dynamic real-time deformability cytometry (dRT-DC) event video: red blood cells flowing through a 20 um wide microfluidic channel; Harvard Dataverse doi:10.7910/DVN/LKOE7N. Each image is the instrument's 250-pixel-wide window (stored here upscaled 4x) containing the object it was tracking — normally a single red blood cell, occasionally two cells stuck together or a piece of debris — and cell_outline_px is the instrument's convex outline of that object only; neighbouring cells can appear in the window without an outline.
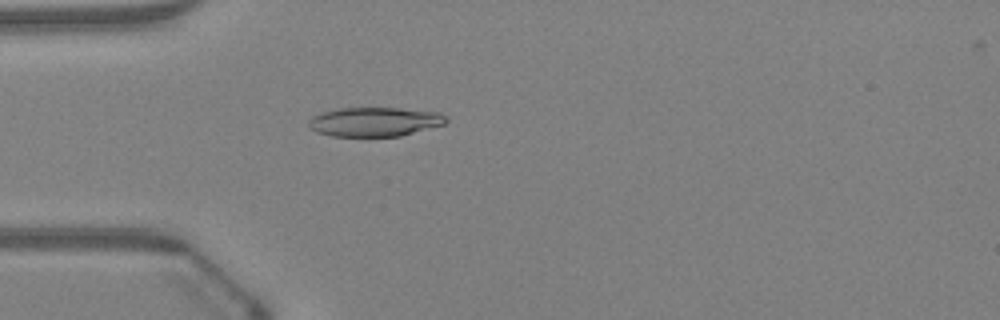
{"species": "Egyptian fruit bat (a non-hibernating species)", "species_latin": "Rousettus aegyptiacus", "temperature_condition": "warm", "stored_images_in_passage": 47, "camera_frame_rate_fps": 3000, "um_per_image_px": 0.085, "animal": {"sex": "female"}, "frame": {"image": 1, "passage_image": 14, "time_ms": 4.333, "image_size_px": [1000, 320], "cell_outline_px": [[448, 120], [444, 124], [400, 136], [332, 136], [316, 132], [308, 128], [308, 120], [312, 116], [324, 112], [340, 108], [400, 108], [440, 112]], "centroid_in_image_um": [31.82, 10.35], "position_along_channel_um": 53.2, "area_um2": 23.35}}
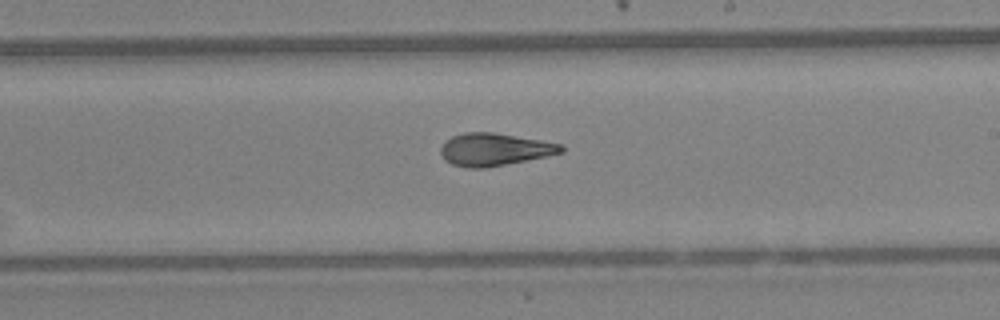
{"frame": {"image": 2, "passage_image": 28, "time_ms": 9.0, "image_size_px": [1000, 320], "cell_outline_px": [[564, 152], [484, 168], [468, 168], [452, 164], [444, 160], [440, 152], [440, 148], [452, 136], [464, 132], [492, 132], [564, 144]], "centroid_in_image_um": [42.01, 12.7], "position_along_channel_um": 247.0, "area_um2": 22.54}}
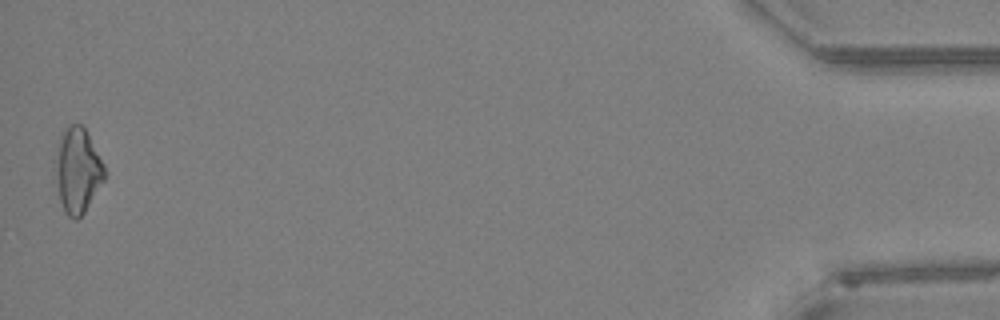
{"frame": {"image": 3, "passage_image": 47, "time_ms": 15.333, "image_size_px": [1000, 320], "cell_outline_px": [[104, 180], [84, 212], [76, 220], [72, 220], [64, 212], [60, 200], [56, 176], [56, 172], [60, 132], [72, 124], [80, 124], [84, 128], [104, 164]], "centroid_in_image_um": [6.6, 14.51], "position_along_channel_um": 428.6, "area_um2": 23.64}, "authors_computed_cell_mechanics": {"area_um2": 23.0044, "velocity_mm_per_s": 4.3494, "shape_relaxation_time_tau1_ms": 10.1548, "shape_relaxation_time_tau2_ms": 2.5709, "deformation_change_tau1": 0.2419, "deformation_change_tau2": 0.1065}}